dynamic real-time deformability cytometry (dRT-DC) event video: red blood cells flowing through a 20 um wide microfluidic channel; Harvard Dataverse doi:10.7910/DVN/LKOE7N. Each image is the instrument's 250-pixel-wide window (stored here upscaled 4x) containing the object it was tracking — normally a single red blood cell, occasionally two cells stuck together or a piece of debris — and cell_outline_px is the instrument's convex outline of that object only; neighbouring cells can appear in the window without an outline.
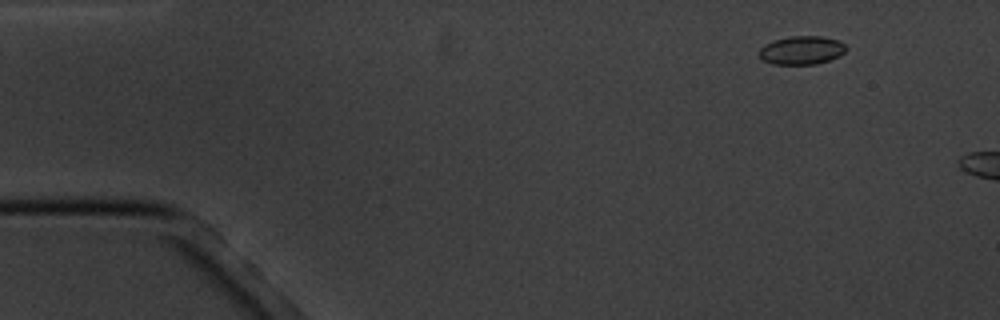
{"species": "common noctule bat (a hibernating species)", "species_latin": "Nyctalus noctula", "temperature_condition": "cold", "stored_images_in_passage": 4, "camera_frame_rate_fps": 3000, "um_per_image_px": 0.085, "animal": {"sex": "male", "body_mass_g": 20.1, "forearm_length_mm": 53.5}, "frame": {"image": 1, "passage_image": 1, "time_ms": 0.0, "image_size_px": [1000, 320], "cell_outline_px": [[848, 48], [840, 56], [816, 64], [772, 64], [764, 60], [756, 52], [764, 44], [772, 40], [792, 36], [820, 36], [840, 40]], "centroid_in_image_um": [68.13, 4.26], "position_along_channel_um": 16.9, "area_um2": 14.57}}